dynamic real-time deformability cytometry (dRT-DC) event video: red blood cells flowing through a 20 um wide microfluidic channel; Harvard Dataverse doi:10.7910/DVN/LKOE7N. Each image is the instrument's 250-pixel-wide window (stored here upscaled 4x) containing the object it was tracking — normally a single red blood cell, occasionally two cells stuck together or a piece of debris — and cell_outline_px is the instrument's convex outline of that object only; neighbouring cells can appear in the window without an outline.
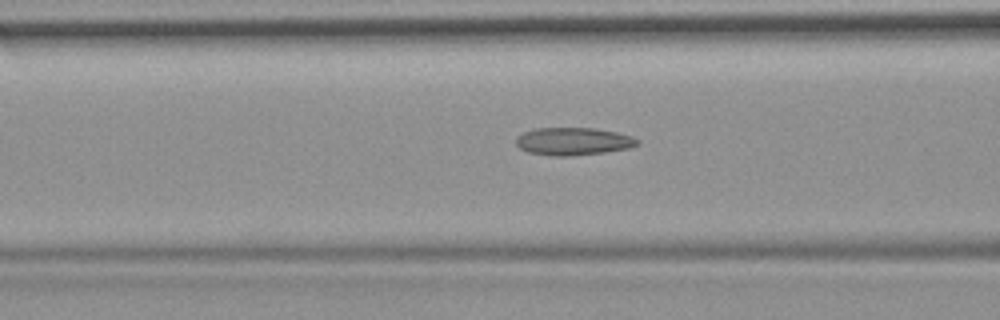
{"species": "common noctule bat (a hibernating species)", "species_latin": "Nyctalus noctula", "temperature_condition": "room temperature", "stored_images_in_passage": 55, "camera_frame_rate_fps": 3000, "um_per_image_px": 0.085, "animal": {"sex": "female", "body_mass_g": 19.9}, "frame": {"image": 1, "passage_image": 22, "time_ms": 7.0, "image_size_px": [1000, 320], "cell_outline_px": [[640, 144], [628, 148], [604, 152], [572, 156], [552, 156], [528, 152], [520, 148], [516, 144], [516, 136], [524, 132], [536, 128], [592, 128], [616, 132], [632, 136], [640, 140]], "centroid_in_image_um": [48.72, 12.02], "position_along_channel_um": 117.9, "area_um2": 19.59}}
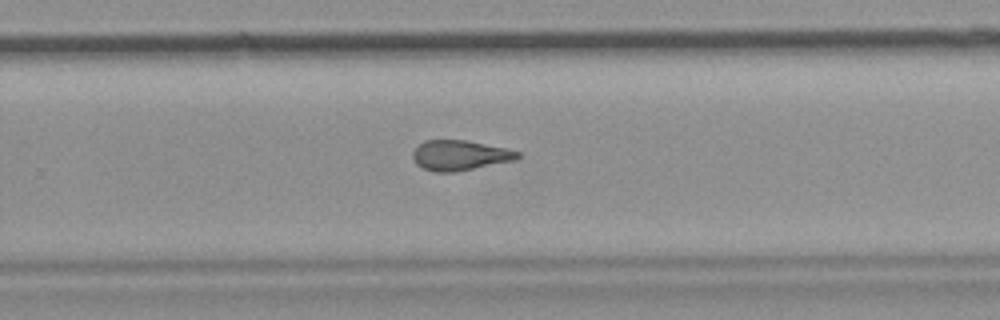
{"frame": {"image": 2, "passage_image": 36, "time_ms": 11.667, "image_size_px": [1000, 320], "cell_outline_px": [[520, 156], [516, 160], [456, 172], [436, 172], [424, 168], [416, 164], [412, 156], [412, 152], [424, 140], [464, 140], [504, 148], [520, 152]], "centroid_in_image_um": [39.08, 13.21], "position_along_channel_um": 290.7, "area_um2": 18.26}}
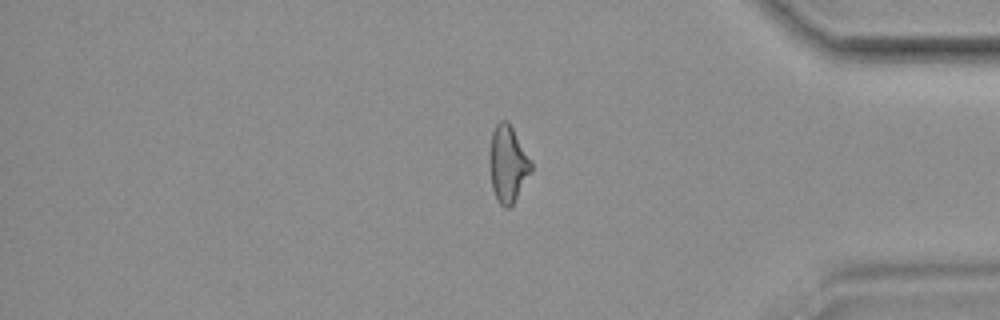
{"frame": {"image": 3, "passage_image": 46, "time_ms": 15.0, "image_size_px": [1000, 320], "cell_outline_px": [[532, 172], [512, 204], [508, 208], [504, 208], [496, 200], [492, 188], [488, 164], [488, 156], [492, 132], [496, 124], [500, 120], [508, 120], [532, 164]], "centroid_in_image_um": [43.13, 13.94], "position_along_channel_um": 392.1, "area_um2": 18.67}, "authors_computed_cell_mechanics": {"area_um2": 19.4208, "velocity_mm_per_s": 3.7165, "shape_relaxation_time_tau1_ms": null, "shape_relaxation_time_tau2_ms": 1.9583, "deformation_change_tau1": null, "deformation_change_tau2": 0.1025}}